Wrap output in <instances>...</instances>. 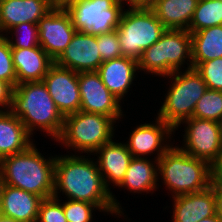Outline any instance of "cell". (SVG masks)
Returning <instances> with one entry per match:
<instances>
[{
  "mask_svg": "<svg viewBox=\"0 0 222 222\" xmlns=\"http://www.w3.org/2000/svg\"><path fill=\"white\" fill-rule=\"evenodd\" d=\"M61 191L69 200L95 204L102 212L112 216L124 215L120 202L106 187L97 162L87 156L85 158V155H56L53 197L58 198Z\"/></svg>",
  "mask_w": 222,
  "mask_h": 222,
  "instance_id": "1",
  "label": "cell"
},
{
  "mask_svg": "<svg viewBox=\"0 0 222 222\" xmlns=\"http://www.w3.org/2000/svg\"><path fill=\"white\" fill-rule=\"evenodd\" d=\"M10 112L21 120L31 136L36 128L55 141L61 135L64 117L43 81L17 84L12 94Z\"/></svg>",
  "mask_w": 222,
  "mask_h": 222,
  "instance_id": "2",
  "label": "cell"
},
{
  "mask_svg": "<svg viewBox=\"0 0 222 222\" xmlns=\"http://www.w3.org/2000/svg\"><path fill=\"white\" fill-rule=\"evenodd\" d=\"M50 157L44 158L33 143L24 152L0 159V172L5 185L20 188L43 199L53 197L56 156Z\"/></svg>",
  "mask_w": 222,
  "mask_h": 222,
  "instance_id": "3",
  "label": "cell"
},
{
  "mask_svg": "<svg viewBox=\"0 0 222 222\" xmlns=\"http://www.w3.org/2000/svg\"><path fill=\"white\" fill-rule=\"evenodd\" d=\"M172 146L158 159V176L172 197L207 189L211 185V165Z\"/></svg>",
  "mask_w": 222,
  "mask_h": 222,
  "instance_id": "4",
  "label": "cell"
},
{
  "mask_svg": "<svg viewBox=\"0 0 222 222\" xmlns=\"http://www.w3.org/2000/svg\"><path fill=\"white\" fill-rule=\"evenodd\" d=\"M188 59V60H187ZM187 60L189 63H186ZM192 68V37L187 30L166 29L161 38L143 51L138 60V70L161 77L175 71Z\"/></svg>",
  "mask_w": 222,
  "mask_h": 222,
  "instance_id": "5",
  "label": "cell"
},
{
  "mask_svg": "<svg viewBox=\"0 0 222 222\" xmlns=\"http://www.w3.org/2000/svg\"><path fill=\"white\" fill-rule=\"evenodd\" d=\"M166 77L172 83L156 117L176 130L193 116L197 102L208 87L195 68L186 69L184 73L175 71Z\"/></svg>",
  "mask_w": 222,
  "mask_h": 222,
  "instance_id": "6",
  "label": "cell"
},
{
  "mask_svg": "<svg viewBox=\"0 0 222 222\" xmlns=\"http://www.w3.org/2000/svg\"><path fill=\"white\" fill-rule=\"evenodd\" d=\"M115 123L111 117L102 114L78 111L64 117L63 129L56 141L66 149L91 155L113 139Z\"/></svg>",
  "mask_w": 222,
  "mask_h": 222,
  "instance_id": "7",
  "label": "cell"
},
{
  "mask_svg": "<svg viewBox=\"0 0 222 222\" xmlns=\"http://www.w3.org/2000/svg\"><path fill=\"white\" fill-rule=\"evenodd\" d=\"M116 31L122 56L138 61L143 51L157 42L166 28L151 8H128Z\"/></svg>",
  "mask_w": 222,
  "mask_h": 222,
  "instance_id": "8",
  "label": "cell"
},
{
  "mask_svg": "<svg viewBox=\"0 0 222 222\" xmlns=\"http://www.w3.org/2000/svg\"><path fill=\"white\" fill-rule=\"evenodd\" d=\"M124 4L122 0H75L64 8L77 31L96 36L117 29Z\"/></svg>",
  "mask_w": 222,
  "mask_h": 222,
  "instance_id": "9",
  "label": "cell"
},
{
  "mask_svg": "<svg viewBox=\"0 0 222 222\" xmlns=\"http://www.w3.org/2000/svg\"><path fill=\"white\" fill-rule=\"evenodd\" d=\"M181 124H186L184 145L179 147L182 151L210 165L222 157V139L217 121L191 117Z\"/></svg>",
  "mask_w": 222,
  "mask_h": 222,
  "instance_id": "10",
  "label": "cell"
},
{
  "mask_svg": "<svg viewBox=\"0 0 222 222\" xmlns=\"http://www.w3.org/2000/svg\"><path fill=\"white\" fill-rule=\"evenodd\" d=\"M80 111L102 114L115 122L123 116L121 102L106 88L97 71L78 73Z\"/></svg>",
  "mask_w": 222,
  "mask_h": 222,
  "instance_id": "11",
  "label": "cell"
},
{
  "mask_svg": "<svg viewBox=\"0 0 222 222\" xmlns=\"http://www.w3.org/2000/svg\"><path fill=\"white\" fill-rule=\"evenodd\" d=\"M40 47L55 61L76 33L65 8L54 7L38 22Z\"/></svg>",
  "mask_w": 222,
  "mask_h": 222,
  "instance_id": "12",
  "label": "cell"
},
{
  "mask_svg": "<svg viewBox=\"0 0 222 222\" xmlns=\"http://www.w3.org/2000/svg\"><path fill=\"white\" fill-rule=\"evenodd\" d=\"M43 83L63 117L80 111L81 97L77 72L54 63L43 78Z\"/></svg>",
  "mask_w": 222,
  "mask_h": 222,
  "instance_id": "13",
  "label": "cell"
},
{
  "mask_svg": "<svg viewBox=\"0 0 222 222\" xmlns=\"http://www.w3.org/2000/svg\"><path fill=\"white\" fill-rule=\"evenodd\" d=\"M175 130L164 121L156 118L155 123H144L136 126L129 135L127 148L133 157L147 156L157 152L155 157L158 160L171 146L167 143ZM166 140V141H165ZM166 142V143H164Z\"/></svg>",
  "mask_w": 222,
  "mask_h": 222,
  "instance_id": "14",
  "label": "cell"
},
{
  "mask_svg": "<svg viewBox=\"0 0 222 222\" xmlns=\"http://www.w3.org/2000/svg\"><path fill=\"white\" fill-rule=\"evenodd\" d=\"M54 63L77 73L97 71L103 61L96 36L76 31L67 48Z\"/></svg>",
  "mask_w": 222,
  "mask_h": 222,
  "instance_id": "15",
  "label": "cell"
},
{
  "mask_svg": "<svg viewBox=\"0 0 222 222\" xmlns=\"http://www.w3.org/2000/svg\"><path fill=\"white\" fill-rule=\"evenodd\" d=\"M54 8L52 0H0V24L5 34L14 26L39 20Z\"/></svg>",
  "mask_w": 222,
  "mask_h": 222,
  "instance_id": "16",
  "label": "cell"
},
{
  "mask_svg": "<svg viewBox=\"0 0 222 222\" xmlns=\"http://www.w3.org/2000/svg\"><path fill=\"white\" fill-rule=\"evenodd\" d=\"M96 154H99L96 162L106 187L110 190L109 185L111 183L115 184L113 186H119L133 158L126 143H116L112 139L107 144L102 145L94 153V155Z\"/></svg>",
  "mask_w": 222,
  "mask_h": 222,
  "instance_id": "17",
  "label": "cell"
},
{
  "mask_svg": "<svg viewBox=\"0 0 222 222\" xmlns=\"http://www.w3.org/2000/svg\"><path fill=\"white\" fill-rule=\"evenodd\" d=\"M17 84L41 82L54 60L40 47L11 48Z\"/></svg>",
  "mask_w": 222,
  "mask_h": 222,
  "instance_id": "18",
  "label": "cell"
},
{
  "mask_svg": "<svg viewBox=\"0 0 222 222\" xmlns=\"http://www.w3.org/2000/svg\"><path fill=\"white\" fill-rule=\"evenodd\" d=\"M173 222H198L216 215L213 188L173 197Z\"/></svg>",
  "mask_w": 222,
  "mask_h": 222,
  "instance_id": "19",
  "label": "cell"
},
{
  "mask_svg": "<svg viewBox=\"0 0 222 222\" xmlns=\"http://www.w3.org/2000/svg\"><path fill=\"white\" fill-rule=\"evenodd\" d=\"M137 70V60L122 56L104 61L97 72L106 88L121 102L131 88Z\"/></svg>",
  "mask_w": 222,
  "mask_h": 222,
  "instance_id": "20",
  "label": "cell"
},
{
  "mask_svg": "<svg viewBox=\"0 0 222 222\" xmlns=\"http://www.w3.org/2000/svg\"><path fill=\"white\" fill-rule=\"evenodd\" d=\"M42 200V197L20 188L4 185L0 202V214L14 218L19 222H36Z\"/></svg>",
  "mask_w": 222,
  "mask_h": 222,
  "instance_id": "21",
  "label": "cell"
},
{
  "mask_svg": "<svg viewBox=\"0 0 222 222\" xmlns=\"http://www.w3.org/2000/svg\"><path fill=\"white\" fill-rule=\"evenodd\" d=\"M32 137L21 120L10 111H0V159L26 151Z\"/></svg>",
  "mask_w": 222,
  "mask_h": 222,
  "instance_id": "22",
  "label": "cell"
},
{
  "mask_svg": "<svg viewBox=\"0 0 222 222\" xmlns=\"http://www.w3.org/2000/svg\"><path fill=\"white\" fill-rule=\"evenodd\" d=\"M155 162V163H153ZM156 164V165H154ZM158 160L151 161L145 157H133L118 187L126 188L133 193L154 192L158 181Z\"/></svg>",
  "mask_w": 222,
  "mask_h": 222,
  "instance_id": "23",
  "label": "cell"
},
{
  "mask_svg": "<svg viewBox=\"0 0 222 222\" xmlns=\"http://www.w3.org/2000/svg\"><path fill=\"white\" fill-rule=\"evenodd\" d=\"M199 0H156L151 9L166 29H189Z\"/></svg>",
  "mask_w": 222,
  "mask_h": 222,
  "instance_id": "24",
  "label": "cell"
},
{
  "mask_svg": "<svg viewBox=\"0 0 222 222\" xmlns=\"http://www.w3.org/2000/svg\"><path fill=\"white\" fill-rule=\"evenodd\" d=\"M192 68L201 62L222 57V25L191 33Z\"/></svg>",
  "mask_w": 222,
  "mask_h": 222,
  "instance_id": "25",
  "label": "cell"
},
{
  "mask_svg": "<svg viewBox=\"0 0 222 222\" xmlns=\"http://www.w3.org/2000/svg\"><path fill=\"white\" fill-rule=\"evenodd\" d=\"M222 25V0H199L188 31Z\"/></svg>",
  "mask_w": 222,
  "mask_h": 222,
  "instance_id": "26",
  "label": "cell"
},
{
  "mask_svg": "<svg viewBox=\"0 0 222 222\" xmlns=\"http://www.w3.org/2000/svg\"><path fill=\"white\" fill-rule=\"evenodd\" d=\"M192 117L218 122L222 117V91L208 89L197 102Z\"/></svg>",
  "mask_w": 222,
  "mask_h": 222,
  "instance_id": "27",
  "label": "cell"
},
{
  "mask_svg": "<svg viewBox=\"0 0 222 222\" xmlns=\"http://www.w3.org/2000/svg\"><path fill=\"white\" fill-rule=\"evenodd\" d=\"M10 32L14 36L13 40L8 36ZM5 35L11 48H32L40 46L38 24L29 22L21 23L11 28Z\"/></svg>",
  "mask_w": 222,
  "mask_h": 222,
  "instance_id": "28",
  "label": "cell"
},
{
  "mask_svg": "<svg viewBox=\"0 0 222 222\" xmlns=\"http://www.w3.org/2000/svg\"><path fill=\"white\" fill-rule=\"evenodd\" d=\"M67 200L63 202V211L67 222H92L93 210L102 211L97 205L89 202Z\"/></svg>",
  "mask_w": 222,
  "mask_h": 222,
  "instance_id": "29",
  "label": "cell"
},
{
  "mask_svg": "<svg viewBox=\"0 0 222 222\" xmlns=\"http://www.w3.org/2000/svg\"><path fill=\"white\" fill-rule=\"evenodd\" d=\"M195 69L208 89L222 91V57L201 62Z\"/></svg>",
  "mask_w": 222,
  "mask_h": 222,
  "instance_id": "30",
  "label": "cell"
},
{
  "mask_svg": "<svg viewBox=\"0 0 222 222\" xmlns=\"http://www.w3.org/2000/svg\"><path fill=\"white\" fill-rule=\"evenodd\" d=\"M0 80L8 82L13 88L17 85L11 47L5 36L0 37Z\"/></svg>",
  "mask_w": 222,
  "mask_h": 222,
  "instance_id": "31",
  "label": "cell"
},
{
  "mask_svg": "<svg viewBox=\"0 0 222 222\" xmlns=\"http://www.w3.org/2000/svg\"><path fill=\"white\" fill-rule=\"evenodd\" d=\"M36 222H67L63 202L61 203L59 197H50L41 201Z\"/></svg>",
  "mask_w": 222,
  "mask_h": 222,
  "instance_id": "32",
  "label": "cell"
},
{
  "mask_svg": "<svg viewBox=\"0 0 222 222\" xmlns=\"http://www.w3.org/2000/svg\"><path fill=\"white\" fill-rule=\"evenodd\" d=\"M99 54L102 61L122 57L117 31L96 35Z\"/></svg>",
  "mask_w": 222,
  "mask_h": 222,
  "instance_id": "33",
  "label": "cell"
},
{
  "mask_svg": "<svg viewBox=\"0 0 222 222\" xmlns=\"http://www.w3.org/2000/svg\"><path fill=\"white\" fill-rule=\"evenodd\" d=\"M14 88L3 80H0V111H10Z\"/></svg>",
  "mask_w": 222,
  "mask_h": 222,
  "instance_id": "34",
  "label": "cell"
},
{
  "mask_svg": "<svg viewBox=\"0 0 222 222\" xmlns=\"http://www.w3.org/2000/svg\"><path fill=\"white\" fill-rule=\"evenodd\" d=\"M211 187H222V157L211 164Z\"/></svg>",
  "mask_w": 222,
  "mask_h": 222,
  "instance_id": "35",
  "label": "cell"
},
{
  "mask_svg": "<svg viewBox=\"0 0 222 222\" xmlns=\"http://www.w3.org/2000/svg\"><path fill=\"white\" fill-rule=\"evenodd\" d=\"M127 3L128 8H151L156 0H122Z\"/></svg>",
  "mask_w": 222,
  "mask_h": 222,
  "instance_id": "36",
  "label": "cell"
},
{
  "mask_svg": "<svg viewBox=\"0 0 222 222\" xmlns=\"http://www.w3.org/2000/svg\"><path fill=\"white\" fill-rule=\"evenodd\" d=\"M215 195L216 215L222 222V187H212Z\"/></svg>",
  "mask_w": 222,
  "mask_h": 222,
  "instance_id": "37",
  "label": "cell"
},
{
  "mask_svg": "<svg viewBox=\"0 0 222 222\" xmlns=\"http://www.w3.org/2000/svg\"><path fill=\"white\" fill-rule=\"evenodd\" d=\"M75 0H52L54 7H66L69 3L73 2Z\"/></svg>",
  "mask_w": 222,
  "mask_h": 222,
  "instance_id": "38",
  "label": "cell"
},
{
  "mask_svg": "<svg viewBox=\"0 0 222 222\" xmlns=\"http://www.w3.org/2000/svg\"><path fill=\"white\" fill-rule=\"evenodd\" d=\"M198 222H221V220L217 217V215H213L208 218H204Z\"/></svg>",
  "mask_w": 222,
  "mask_h": 222,
  "instance_id": "39",
  "label": "cell"
},
{
  "mask_svg": "<svg viewBox=\"0 0 222 222\" xmlns=\"http://www.w3.org/2000/svg\"><path fill=\"white\" fill-rule=\"evenodd\" d=\"M0 222H19L15 220L14 218L5 217L0 214Z\"/></svg>",
  "mask_w": 222,
  "mask_h": 222,
  "instance_id": "40",
  "label": "cell"
},
{
  "mask_svg": "<svg viewBox=\"0 0 222 222\" xmlns=\"http://www.w3.org/2000/svg\"><path fill=\"white\" fill-rule=\"evenodd\" d=\"M5 185L4 179L2 178L1 172H0V202H1V196H2V191L3 187Z\"/></svg>",
  "mask_w": 222,
  "mask_h": 222,
  "instance_id": "41",
  "label": "cell"
},
{
  "mask_svg": "<svg viewBox=\"0 0 222 222\" xmlns=\"http://www.w3.org/2000/svg\"><path fill=\"white\" fill-rule=\"evenodd\" d=\"M218 124H219V130H220L221 139H222V117H221V119L218 121Z\"/></svg>",
  "mask_w": 222,
  "mask_h": 222,
  "instance_id": "42",
  "label": "cell"
},
{
  "mask_svg": "<svg viewBox=\"0 0 222 222\" xmlns=\"http://www.w3.org/2000/svg\"><path fill=\"white\" fill-rule=\"evenodd\" d=\"M5 36L3 33H2V27H1V24H0V37H3Z\"/></svg>",
  "mask_w": 222,
  "mask_h": 222,
  "instance_id": "43",
  "label": "cell"
}]
</instances>
